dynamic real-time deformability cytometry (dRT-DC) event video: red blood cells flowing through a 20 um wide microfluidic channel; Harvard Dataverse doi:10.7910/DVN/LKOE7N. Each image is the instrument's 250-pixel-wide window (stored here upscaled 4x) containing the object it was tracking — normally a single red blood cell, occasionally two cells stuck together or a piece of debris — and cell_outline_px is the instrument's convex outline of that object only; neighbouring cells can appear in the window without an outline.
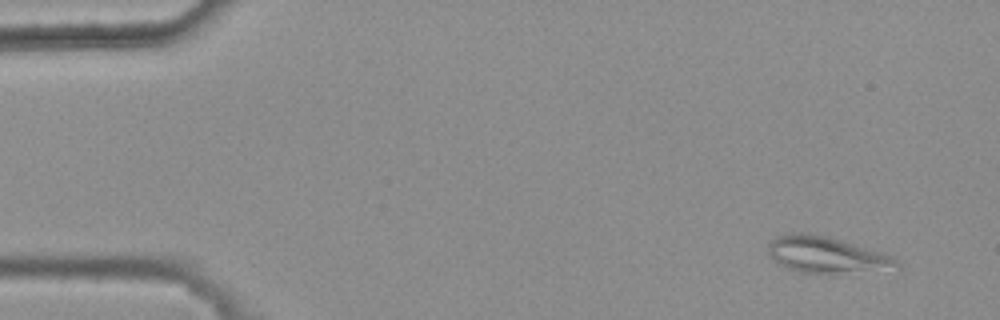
{"species": "common noctule bat (a hibernating species)", "species_latin": "Nyctalus noctula", "temperature_condition": "warm", "stored_images_in_passage": 5, "camera_frame_rate_fps": 3000, "um_per_image_px": 0.085, "animal": {"sex": "female", "body_mass_g": 25.1}, "frame": {"image": 1, "passage_image": 1, "time_ms": 0.0, "image_size_px": [1000, 320], "cell_outline_px": [[900, 268], [828, 276], [804, 272], [784, 268], [768, 252], [768, 244], [776, 236], [792, 232], [808, 232], [828, 236], [880, 252], [892, 256], [900, 264]], "centroid_in_image_um": [70.26, 21.69], "position_along_channel_um": 14.7, "area_um2": 27.8}}